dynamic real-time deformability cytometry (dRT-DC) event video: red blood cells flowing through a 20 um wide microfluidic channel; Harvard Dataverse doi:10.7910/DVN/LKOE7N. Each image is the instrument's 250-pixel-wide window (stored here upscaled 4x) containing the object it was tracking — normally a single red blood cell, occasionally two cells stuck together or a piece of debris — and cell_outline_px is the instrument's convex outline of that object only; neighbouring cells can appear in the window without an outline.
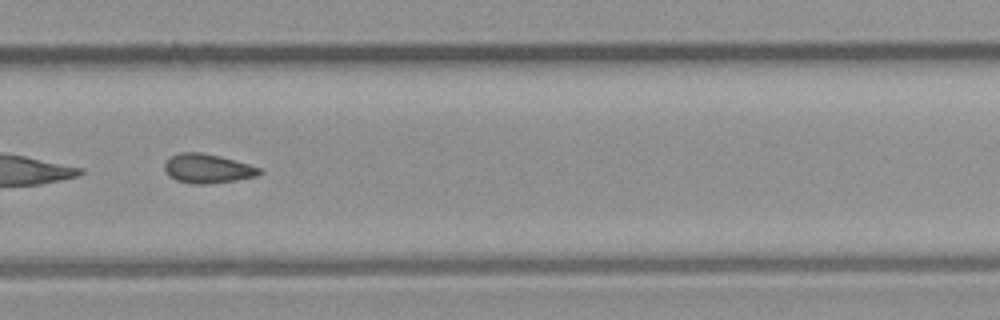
{"species": "common noctule bat (a hibernating species)", "species_latin": "Nyctalus noctula", "temperature_condition": "room temperature", "stored_images_in_passage": 24, "camera_frame_rate_fps": 3000, "um_per_image_px": 0.085, "animal": {"sex": "male", "body_mass_g": 23.1, "forearm_length_mm": 52.7}, "frame": {"image": 1, "passage_image": 14, "time_ms": 4.333, "image_size_px": [1000, 320], "cell_outline_px": [[264, 172], [256, 176], [236, 180], [208, 184], [192, 184], [176, 180], [168, 176], [164, 168], [164, 164], [172, 156], [180, 152], [200, 152], [248, 164], [260, 168]], "centroid_in_image_um": [17.62, 14.34], "position_along_channel_um": 312.2, "area_um2": 15.95}}